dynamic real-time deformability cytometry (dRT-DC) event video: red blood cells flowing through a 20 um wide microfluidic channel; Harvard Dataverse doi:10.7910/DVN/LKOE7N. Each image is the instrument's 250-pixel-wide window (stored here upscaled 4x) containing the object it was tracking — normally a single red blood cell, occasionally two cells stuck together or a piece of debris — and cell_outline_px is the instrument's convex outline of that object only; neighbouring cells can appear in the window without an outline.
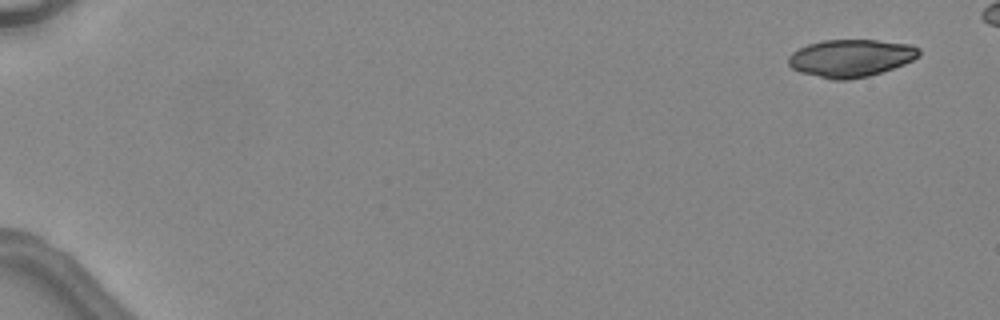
{"species": "common noctule bat (a hibernating species)", "species_latin": "Nyctalus noctula", "temperature_condition": "warm", "stored_images_in_passage": 5, "camera_frame_rate_fps": 3000, "um_per_image_px": 0.085, "animal": {"sex": "female", "body_mass_g": 24.6, "forearm_length_mm": 56.2}, "frame": {"image": 1, "passage_image": 1, "time_ms": 0.0, "image_size_px": [1000, 320], "cell_outline_px": [[920, 56], [904, 64], [868, 76], [848, 80], [832, 80], [800, 72], [792, 68], [788, 64], [788, 56], [792, 52], [808, 44], [824, 40], [876, 40], [912, 44], [920, 48]], "centroid_in_image_um": [72.32, 4.93], "position_along_channel_um": 12.7, "area_um2": 28.61}}